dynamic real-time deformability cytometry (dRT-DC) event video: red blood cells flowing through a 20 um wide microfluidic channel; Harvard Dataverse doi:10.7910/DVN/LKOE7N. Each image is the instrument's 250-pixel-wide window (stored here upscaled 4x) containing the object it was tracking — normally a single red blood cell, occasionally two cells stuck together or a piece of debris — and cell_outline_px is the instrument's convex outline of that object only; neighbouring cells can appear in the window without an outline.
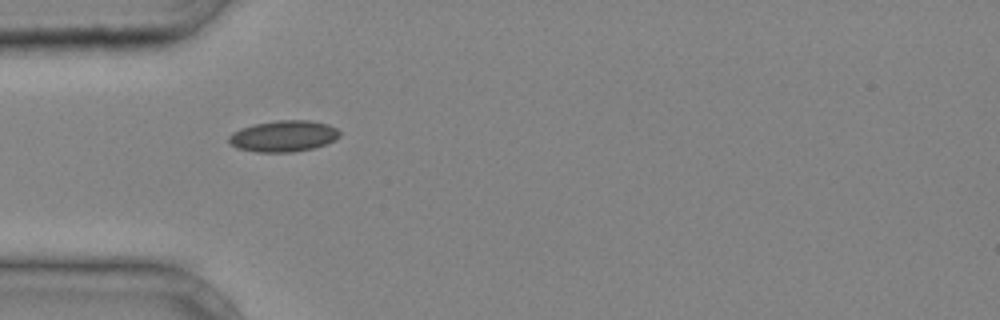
{"species": "common noctule bat (a hibernating species)", "species_latin": "Nyctalus noctula", "temperature_condition": "cold", "stored_images_in_passage": 26, "camera_frame_rate_fps": 3000, "um_per_image_px": 0.085, "animal": {"sex": "male", "body_mass_g": 20.4}, "frame": {"image": 1, "passage_image": 1, "time_ms": 0.0, "image_size_px": [1000, 320], "cell_outline_px": [[340, 136], [336, 140], [312, 148], [292, 152], [256, 152], [236, 148], [228, 140], [228, 136], [232, 132], [240, 128], [256, 124], [276, 120], [308, 120], [328, 124], [336, 128], [340, 132]], "centroid_in_image_um": [24.09, 11.57], "position_along_channel_um": 60.9, "area_um2": 20.17}}